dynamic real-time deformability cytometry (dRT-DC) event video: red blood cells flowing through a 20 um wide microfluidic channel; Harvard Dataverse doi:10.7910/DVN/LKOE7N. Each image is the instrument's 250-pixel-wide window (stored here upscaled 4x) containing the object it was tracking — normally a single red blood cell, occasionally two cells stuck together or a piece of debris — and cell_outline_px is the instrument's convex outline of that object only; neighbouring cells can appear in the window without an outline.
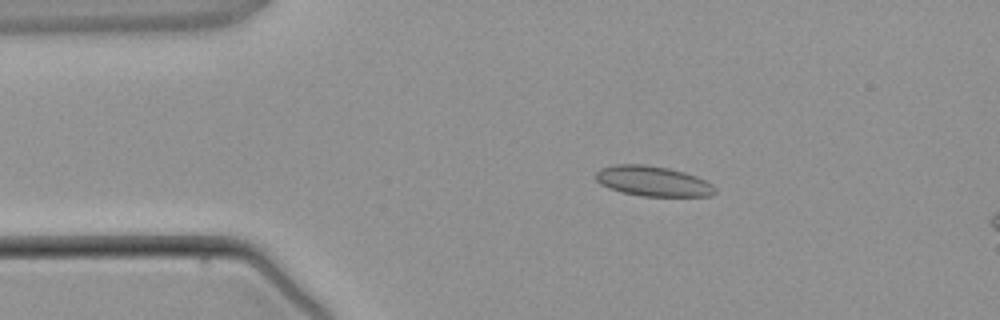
{"species": "common noctule bat (a hibernating species)", "species_latin": "Nyctalus noctula", "temperature_condition": "warm", "stored_images_in_passage": 4, "camera_frame_rate_fps": 3000, "um_per_image_px": 0.085, "animal": {"sex": "male", "body_mass_g": 21.5, "forearm_length_mm": 52.0}, "frame": {"image": 1, "passage_image": 2, "time_ms": 1.0, "image_size_px": [1000, 320], "cell_outline_px": [[716, 192], [712, 196], [640, 196], [620, 192], [608, 188], [600, 184], [596, 180], [596, 172], [600, 168], [616, 164], [644, 164], [668, 168], [684, 172], [696, 176], [712, 184], [716, 188]], "centroid_in_image_um": [55.48, 15.4], "position_along_channel_um": 29.5, "area_um2": 21.1}}